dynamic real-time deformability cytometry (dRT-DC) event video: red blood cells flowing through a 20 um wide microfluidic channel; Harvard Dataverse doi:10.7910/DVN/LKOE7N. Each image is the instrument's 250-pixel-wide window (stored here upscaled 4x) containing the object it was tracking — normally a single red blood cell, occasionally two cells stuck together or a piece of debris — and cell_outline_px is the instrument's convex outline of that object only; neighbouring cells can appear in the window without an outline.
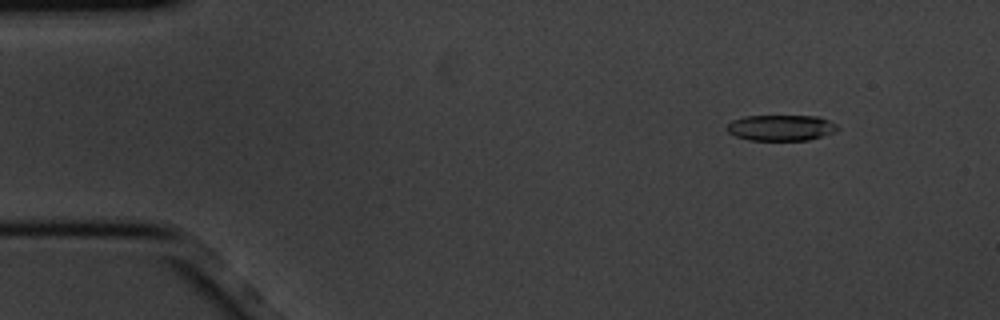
{"species": "common noctule bat (a hibernating species)", "species_latin": "Nyctalus noctula", "temperature_condition": "cold", "stored_images_in_passage": 4, "camera_frame_rate_fps": 3000, "um_per_image_px": 0.085, "animal": {"sex": "male", "body_mass_g": 20.1, "forearm_length_mm": 53.5}, "frame": {"image": 1, "passage_image": 2, "time_ms": 0.333, "image_size_px": [1000, 320], "cell_outline_px": [[840, 128], [836, 132], [808, 140], [748, 140], [736, 136], [728, 132], [724, 128], [732, 120], [744, 116], [820, 116], [836, 124]], "centroid_in_image_um": [66.38, 10.86], "position_along_channel_um": 18.6, "area_um2": 16.82}}